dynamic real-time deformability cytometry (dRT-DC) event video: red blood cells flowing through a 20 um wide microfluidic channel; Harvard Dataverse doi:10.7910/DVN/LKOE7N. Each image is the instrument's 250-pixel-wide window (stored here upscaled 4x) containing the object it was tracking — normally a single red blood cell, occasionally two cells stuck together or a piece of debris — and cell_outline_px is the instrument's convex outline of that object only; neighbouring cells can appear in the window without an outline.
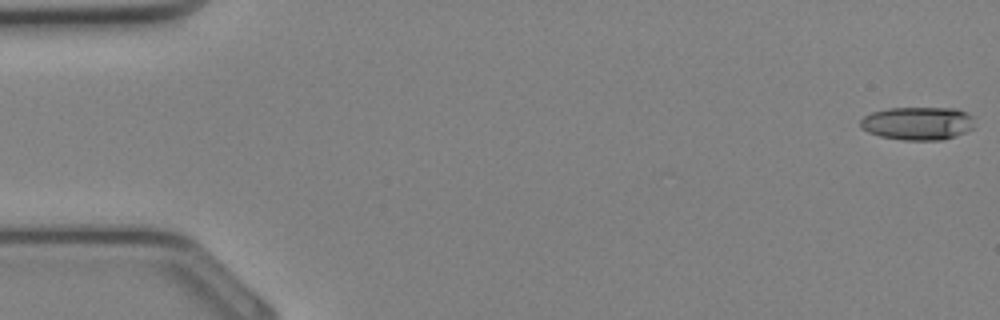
{"species": "Egyptian fruit bat (a non-hibernating species)", "species_latin": "Rousettus aegyptiacus", "temperature_condition": "cold", "stored_images_in_passage": 34, "camera_frame_rate_fps": 3000, "um_per_image_px": 0.085, "animal": {"sex": "female"}, "frame": {"image": 1, "passage_image": 1, "time_ms": 0.0, "image_size_px": [1000, 320], "cell_outline_px": [[972, 128], [956, 136], [944, 140], [904, 140], [880, 136], [868, 132], [860, 128], [860, 120], [864, 116], [872, 112], [888, 108], [956, 108], [968, 112], [972, 116]], "centroid_in_image_um": [77.99, 10.48], "position_along_channel_um": 7.0, "area_um2": 22.14}}
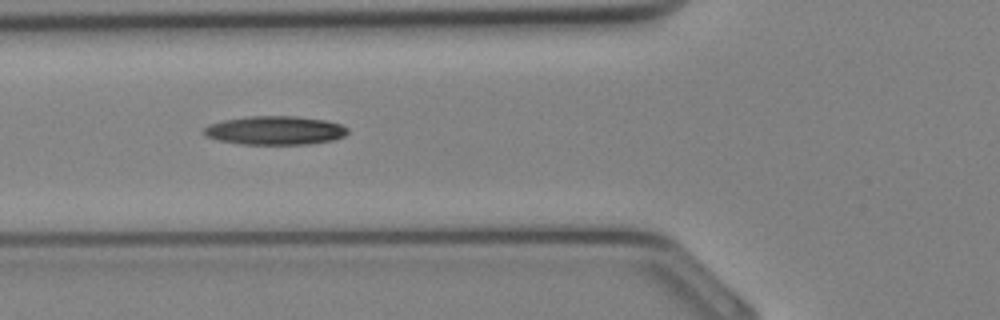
{"frame": {"image": 2, "passage_image": 13, "time_ms": 4.0, "image_size_px": [1000, 320], "cell_outline_px": [[348, 132], [344, 136], [332, 140], [308, 144], [240, 144], [220, 140], [204, 136], [204, 128], [208, 124], [224, 120], [248, 116], [296, 116], [324, 120], [340, 124], [348, 128]], "centroid_in_image_um": [23.36, 11.08], "position_along_channel_um": 102.4, "area_um2": 23.99}}
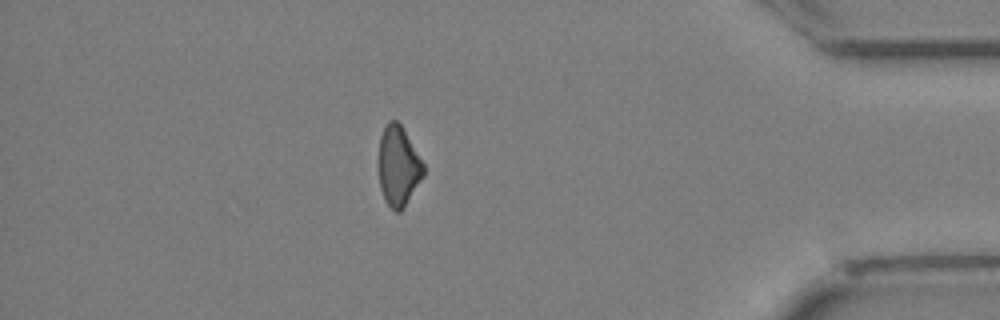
{"frame": {"image": 3, "passage_image": 30, "time_ms": 9.667, "image_size_px": [1000, 320], "cell_outline_px": [[424, 176], [400, 212], [396, 212], [384, 200], [380, 188], [376, 164], [376, 160], [380, 136], [388, 120], [396, 120], [400, 124], [424, 164]], "centroid_in_image_um": [33.8, 14.11], "position_along_channel_um": 401.4, "area_um2": 21.21}}